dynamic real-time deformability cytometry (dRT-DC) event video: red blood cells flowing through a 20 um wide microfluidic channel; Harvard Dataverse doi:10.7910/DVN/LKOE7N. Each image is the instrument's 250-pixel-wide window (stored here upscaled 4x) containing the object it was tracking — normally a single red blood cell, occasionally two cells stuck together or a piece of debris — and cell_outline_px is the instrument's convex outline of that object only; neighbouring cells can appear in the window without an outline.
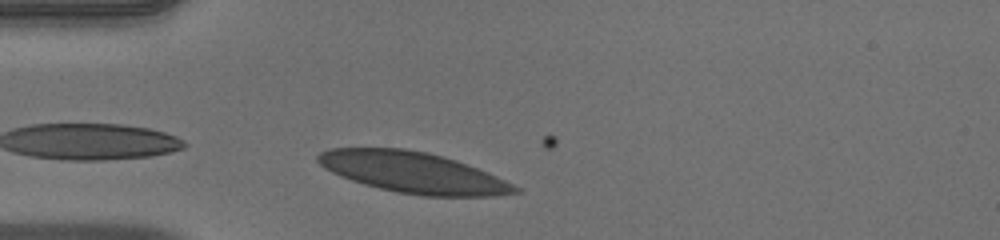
{"species": "human", "species_latin": "Homo sapiens", "temperature_condition": "warm", "stored_images_in_passage": 28, "camera_frame_rate_fps": 3000, "um_per_image_px": 0.085, "donor": {"sex": "male"}, "frame": {"image": 1, "passage_image": 1, "time_ms": 0.0, "image_size_px": [1000, 240], "cell_outline_px": [[520, 192], [492, 196], [420, 196], [396, 192], [364, 184], [340, 176], [324, 168], [316, 160], [316, 156], [320, 152], [328, 148], [404, 148], [424, 152], [456, 160], [488, 172], [520, 188]], "centroid_in_image_um": [35.08, 14.66], "position_along_channel_um": 49.9, "area_um2": 46.76}}
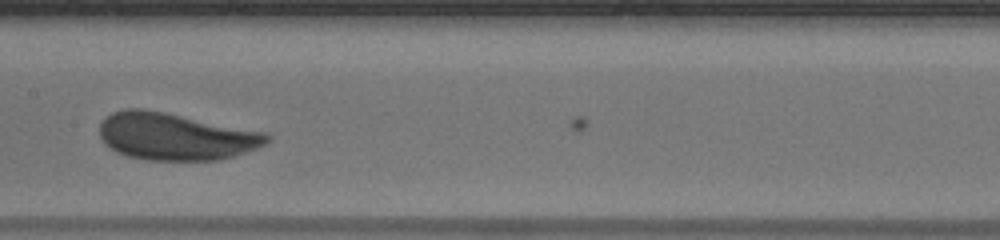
{"frame": {"image": 2, "passage_image": 13, "time_ms": 4.0, "image_size_px": [1000, 240], "cell_outline_px": [[272, 140], [256, 148], [220, 160], [148, 160], [128, 156], [116, 152], [104, 144], [100, 136], [100, 124], [112, 112], [124, 108], [144, 108], [268, 132], [272, 136]], "centroid_in_image_um": [14.93, 11.59], "position_along_channel_um": 192.5, "area_um2": 46.24}}
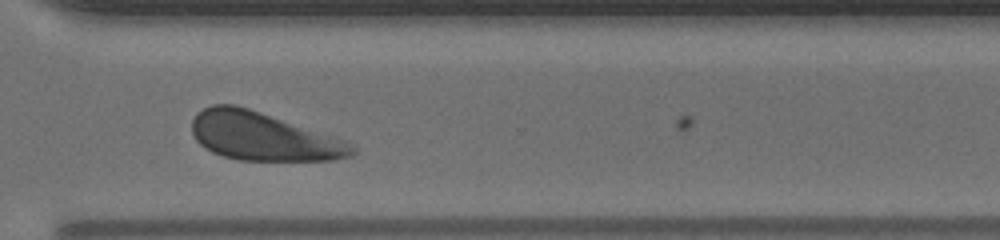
{"frame": {"image": 3, "passage_image": 25, "time_ms": 8.0, "image_size_px": [1000, 240], "cell_outline_px": [[356, 152], [352, 156], [332, 160], [240, 160], [224, 156], [212, 152], [200, 144], [196, 140], [192, 132], [192, 120], [204, 108], [212, 104], [236, 104], [260, 112], [340, 140], [356, 148]], "centroid_in_image_um": [22.28, 11.61], "position_along_channel_um": 348.3, "area_um2": 43.87}, "authors_computed_cell_mechanics": {"area_um2": 45.2863, "velocity_mm_per_s": 3.897, "shape_relaxation_time_tau1_ms": 2.5722, "shape_relaxation_time_tau2_ms": null, "deformation_change_tau1": 0.1136, "deformation_change_tau2": null}}